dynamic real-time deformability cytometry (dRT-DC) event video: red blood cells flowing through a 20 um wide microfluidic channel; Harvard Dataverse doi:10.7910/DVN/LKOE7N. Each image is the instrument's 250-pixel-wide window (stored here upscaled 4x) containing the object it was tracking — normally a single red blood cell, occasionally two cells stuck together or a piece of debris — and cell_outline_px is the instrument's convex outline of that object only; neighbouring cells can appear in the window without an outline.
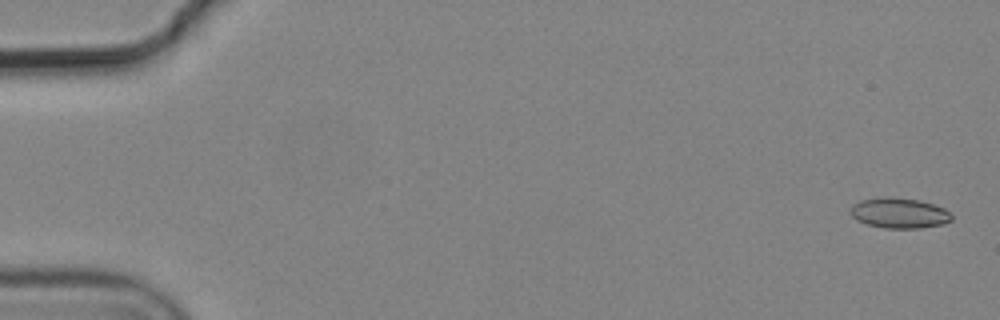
{"species": "common noctule bat (a hibernating species)", "species_latin": "Nyctalus noctula", "temperature_condition": "cold", "stored_images_in_passage": 6, "camera_frame_rate_fps": 3000, "um_per_image_px": 0.085, "animal": {"sex": "male", "body_mass_g": 19.2, "forearm_length_mm": 51.8}, "frame": {"image": 1, "passage_image": 1, "time_ms": 0.0, "image_size_px": [1000, 320], "cell_outline_px": [[952, 220], [944, 224], [920, 228], [884, 228], [868, 224], [856, 220], [848, 212], [848, 208], [852, 204], [860, 200], [888, 196], [920, 200], [944, 208], [952, 216]], "centroid_in_image_um": [76.39, 18.1], "position_along_channel_um": 8.6, "area_um2": 18.09}}
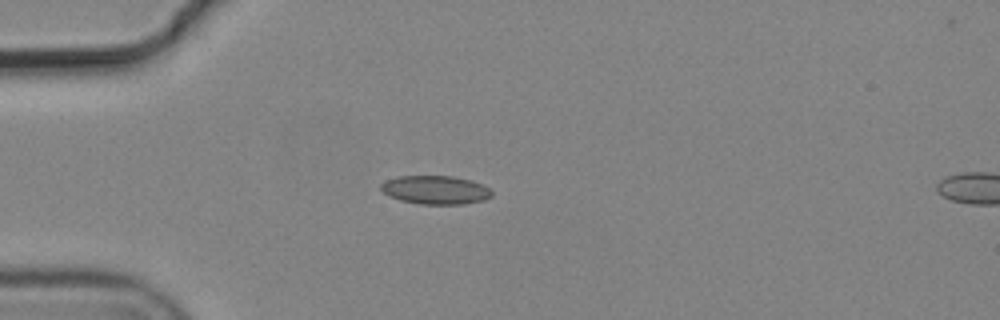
{"frame": {"image": 2, "passage_image": 5, "time_ms": 1.333, "image_size_px": [1000, 320], "cell_outline_px": [[492, 196], [484, 200], [464, 204], [420, 204], [400, 200], [388, 196], [380, 188], [380, 184], [384, 180], [396, 176], [452, 176], [472, 180], [484, 184], [492, 192]], "centroid_in_image_um": [37.0, 16.13], "position_along_channel_um": 48.0, "area_um2": 18.67}}